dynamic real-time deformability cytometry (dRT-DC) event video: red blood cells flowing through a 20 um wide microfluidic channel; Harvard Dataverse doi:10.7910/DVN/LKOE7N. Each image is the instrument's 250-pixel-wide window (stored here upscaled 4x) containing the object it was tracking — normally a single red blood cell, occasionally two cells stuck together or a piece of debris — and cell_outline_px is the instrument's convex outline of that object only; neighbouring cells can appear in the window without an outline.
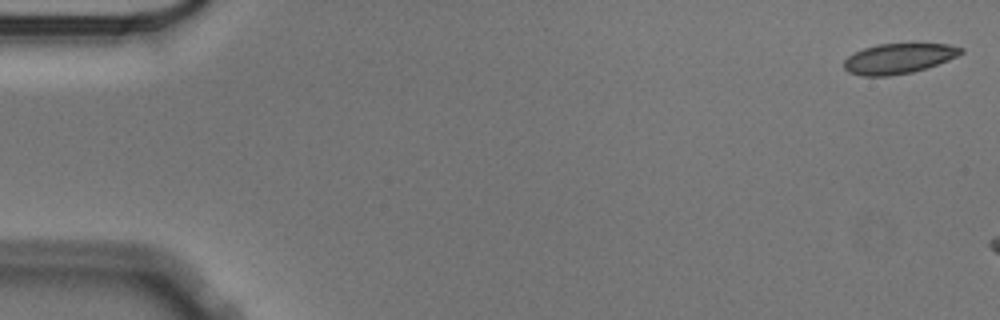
{"species": "Egyptian fruit bat (a non-hibernating species)", "species_latin": "Rousettus aegyptiacus", "temperature_condition": "cold", "stored_images_in_passage": 8, "camera_frame_rate_fps": 3000, "um_per_image_px": 0.085, "animal": {"sex": "male"}, "frame": {"image": 1, "passage_image": 1, "time_ms": 0.0, "image_size_px": [1000, 320], "cell_outline_px": [[964, 52], [948, 60], [912, 72], [888, 76], [860, 76], [848, 72], [844, 68], [844, 60], [852, 52], [876, 44], [948, 44], [964, 48]], "centroid_in_image_um": [76.33, 4.97], "position_along_channel_um": 8.7, "area_um2": 20.52}}